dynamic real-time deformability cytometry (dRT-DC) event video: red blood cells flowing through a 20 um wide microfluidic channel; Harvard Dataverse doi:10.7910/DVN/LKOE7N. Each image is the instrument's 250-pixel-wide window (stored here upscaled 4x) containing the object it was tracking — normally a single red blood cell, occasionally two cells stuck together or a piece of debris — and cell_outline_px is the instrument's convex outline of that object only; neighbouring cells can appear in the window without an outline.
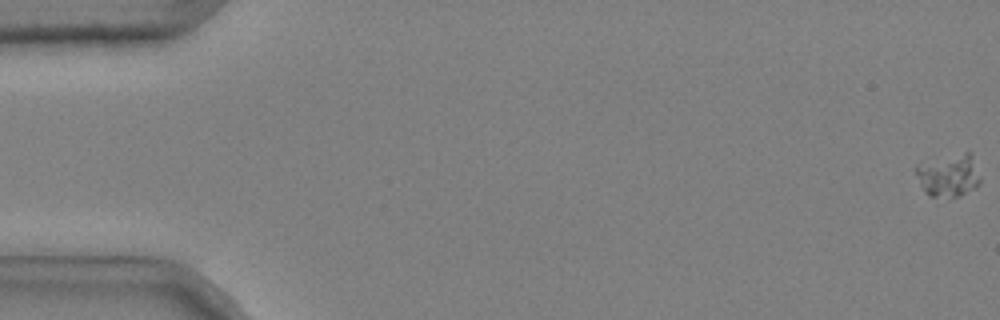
{"species": "common noctule bat (a hibernating species)", "species_latin": "Nyctalus noctula", "temperature_condition": "cold", "stored_images_in_passage": 53, "camera_frame_rate_fps": 3000, "um_per_image_px": 0.085, "animal": {"sex": "male", "body_mass_g": 20.4}, "frame": {"image": 1, "passage_image": 1, "time_ms": 0.0, "image_size_px": [1000, 320], "cell_outline_px": [[980, 184], [976, 188], [960, 196], [928, 196], [924, 192], [920, 184], [916, 172], [916, 168], [968, 152], [972, 152], [980, 180]], "centroid_in_image_um": [80.72, 14.99], "position_along_channel_um": 4.3, "area_um2": 14.97}}
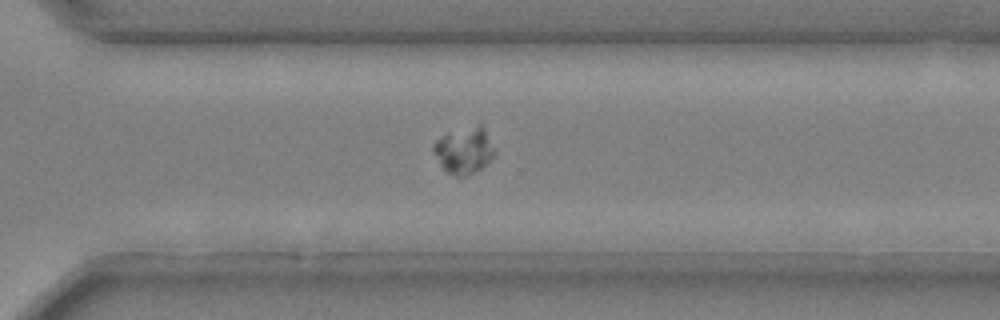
{"frame": {"image": 2, "passage_image": 40, "time_ms": 13.0, "image_size_px": [1000, 320], "cell_outline_px": [[496, 152], [480, 168], [468, 176], [456, 176], [448, 172], [440, 164], [432, 152], [432, 144], [440, 136], [480, 124], [484, 124]], "centroid_in_image_um": [39.44, 12.77], "position_along_channel_um": 331.2, "area_um2": 16.36}}
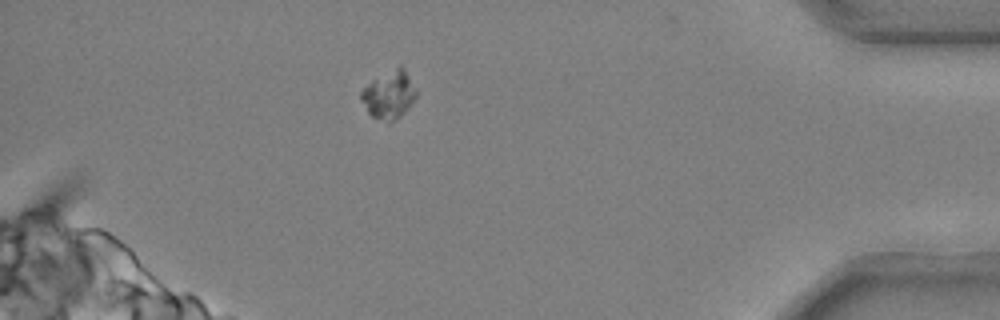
{"frame": {"image": 3, "passage_image": 49, "time_ms": 16.0, "image_size_px": [1000, 320], "cell_outline_px": [[416, 96], [408, 108], [396, 120], [388, 124], [372, 116], [368, 112], [360, 100], [360, 92], [372, 80], [400, 64], [404, 68], [416, 92]], "centroid_in_image_um": [33.04, 8.08], "position_along_channel_um": 402.2, "area_um2": 15.26}}